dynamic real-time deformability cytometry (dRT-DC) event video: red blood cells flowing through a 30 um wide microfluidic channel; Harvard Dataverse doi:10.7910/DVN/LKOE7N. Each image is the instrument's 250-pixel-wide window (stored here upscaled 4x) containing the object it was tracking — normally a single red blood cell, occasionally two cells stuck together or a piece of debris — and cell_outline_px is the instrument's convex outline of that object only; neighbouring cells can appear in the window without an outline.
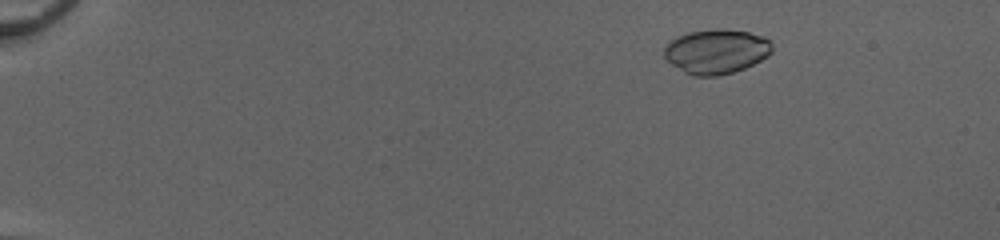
{"species": "common noctule bat (a hibernating species)", "species_latin": "Nyctalus noctula", "temperature_condition": "cold", "stored_images_in_passage": 51, "camera_frame_rate_fps": 3000, "um_per_image_px": 0.085, "animal": {"sex": "female", "body_mass_g": 20.0, "forearm_length_mm": 54.0}, "frame": {"image": 1, "passage_image": 7, "time_ms": 2.0, "image_size_px": [1000, 240], "cell_outline_px": [[772, 52], [768, 56], [744, 68], [732, 72], [716, 76], [692, 76], [684, 72], [672, 64], [664, 56], [664, 48], [668, 40], [676, 36], [688, 32], [716, 28], [720, 28], [748, 32], [764, 36], [772, 44]], "centroid_in_image_um": [60.86, 4.36], "position_along_channel_um": 24.1, "area_um2": 28.15}}
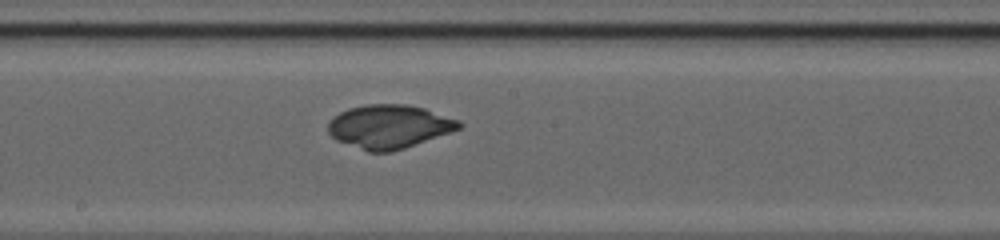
{"frame": {"image": 2, "passage_image": 30, "time_ms": 9.667, "image_size_px": [1000, 240], "cell_outline_px": [[464, 124], [460, 128], [404, 148], [392, 152], [368, 152], [336, 140], [328, 132], [328, 120], [332, 116], [348, 108], [364, 104], [404, 104], [424, 108], [460, 120]], "centroid_in_image_um": [33.04, 10.75], "position_along_channel_um": 215.2, "area_um2": 33.29}}
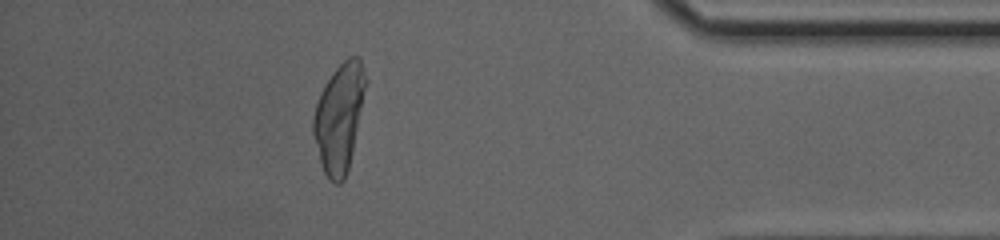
{"frame": {"image": 3, "passage_image": 46, "time_ms": 15.0, "image_size_px": [1000, 240], "cell_outline_px": [[368, 80], [352, 152], [348, 168], [344, 180], [340, 184], [336, 184], [328, 180], [320, 164], [312, 132], [312, 120], [316, 104], [320, 92], [332, 72], [348, 56], [360, 56]], "centroid_in_image_um": [28.83, 9.97], "position_along_channel_um": 406.4, "area_um2": 33.29}}